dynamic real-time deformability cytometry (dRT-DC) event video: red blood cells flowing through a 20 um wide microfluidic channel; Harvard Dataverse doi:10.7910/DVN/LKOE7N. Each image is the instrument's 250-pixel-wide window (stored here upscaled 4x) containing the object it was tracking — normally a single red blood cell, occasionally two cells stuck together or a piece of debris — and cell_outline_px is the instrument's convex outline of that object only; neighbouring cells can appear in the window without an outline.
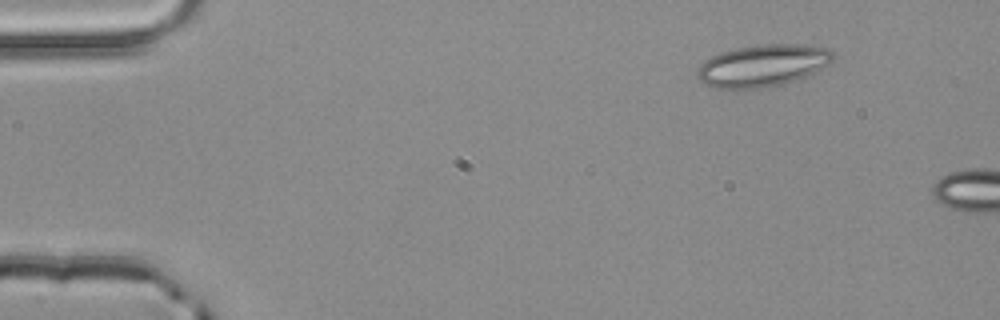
{"species": "common noctule bat (a hibernating species)", "species_latin": "Nyctalus noctula", "temperature_condition": "room temperature", "stored_images_in_passage": 2, "camera_frame_rate_fps": 3000, "um_per_image_px": 0.085, "animal": {"sex": "male", "body_mass_g": 20.4}, "frame": {"image": 1, "passage_image": 1, "time_ms": 0.0, "image_size_px": [1000, 320], "cell_outline_px": [[836, 56], [828, 64], [804, 76], [780, 84], [756, 88], [716, 88], [704, 84], [696, 76], [696, 72], [700, 64], [704, 60], [712, 56], [736, 48], [760, 44], [804, 44], [828, 48]], "centroid_in_image_um": [64.8, 5.55], "position_along_channel_um": 20.2, "area_um2": 32.83}}